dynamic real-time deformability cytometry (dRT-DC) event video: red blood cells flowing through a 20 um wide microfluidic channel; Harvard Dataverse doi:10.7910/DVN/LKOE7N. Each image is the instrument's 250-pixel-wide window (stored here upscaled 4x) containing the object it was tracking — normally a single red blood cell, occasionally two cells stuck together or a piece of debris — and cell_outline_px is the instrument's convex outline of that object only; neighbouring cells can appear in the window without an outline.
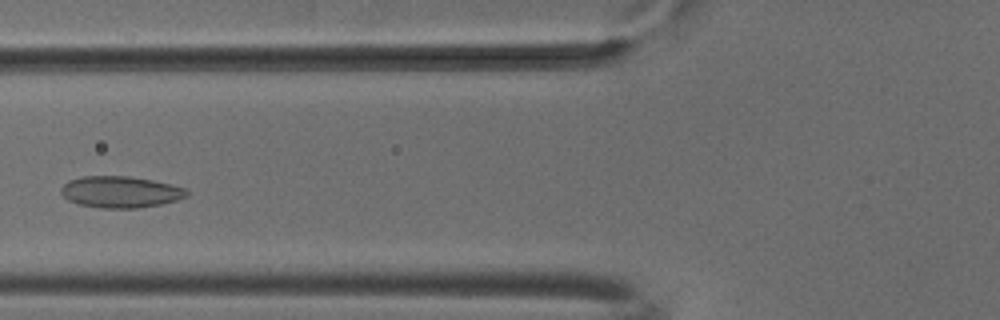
{"species": "common noctule bat (a hibernating species)", "species_latin": "Nyctalus noctula", "temperature_condition": "cold", "stored_images_in_passage": 5, "camera_frame_rate_fps": 3000, "um_per_image_px": 0.085, "animal": {"sex": "male", "body_mass_g": 18.8}, "frame": {"image": 1, "passage_image": 4, "time_ms": 1.0, "image_size_px": [1000, 320], "cell_outline_px": [[188, 196], [176, 200], [160, 204], [136, 208], [100, 208], [80, 204], [68, 200], [60, 192], [60, 188], [68, 180], [84, 176], [128, 176], [152, 180], [172, 184], [184, 188], [188, 192]], "centroid_in_image_um": [10.22, 16.31], "position_along_channel_um": 115.6, "area_um2": 23.0}}
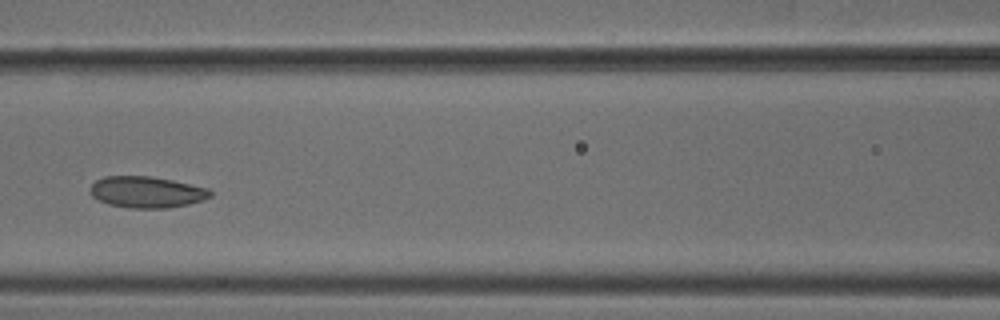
{"frame": {"image": 2, "passage_image": 5, "time_ms": 1.333, "image_size_px": [1000, 320], "cell_outline_px": [[212, 196], [204, 200], [188, 204], [168, 208], [128, 208], [108, 204], [92, 196], [92, 184], [96, 180], [104, 176], [148, 176], [172, 180], [208, 188], [212, 192]], "centroid_in_image_um": [12.5, 16.33], "position_along_channel_um": 154.1, "area_um2": 21.85}}